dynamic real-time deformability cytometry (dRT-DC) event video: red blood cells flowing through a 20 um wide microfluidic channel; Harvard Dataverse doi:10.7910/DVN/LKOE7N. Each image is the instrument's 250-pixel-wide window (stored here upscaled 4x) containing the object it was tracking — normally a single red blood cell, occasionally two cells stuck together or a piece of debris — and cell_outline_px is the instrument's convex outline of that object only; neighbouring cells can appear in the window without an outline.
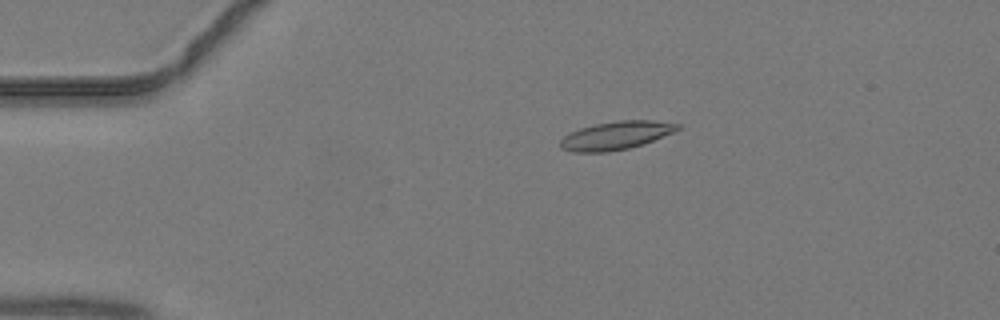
{"species": "common noctule bat (a hibernating species)", "species_latin": "Nyctalus noctula", "temperature_condition": "warm", "stored_images_in_passage": 45, "camera_frame_rate_fps": 3000, "um_per_image_px": 0.085, "animal": {"sex": "male", "body_mass_g": 19.2, "forearm_length_mm": 51.8}, "frame": {"image": 1, "passage_image": 10, "time_ms": 3.0, "image_size_px": [1000, 320], "cell_outline_px": [[680, 128], [672, 132], [644, 144], [628, 148], [608, 152], [572, 152], [560, 148], [560, 140], [564, 136], [580, 128], [596, 124], [620, 120], [652, 120], [680, 124]], "centroid_in_image_um": [52.34, 11.52], "position_along_channel_um": 32.7, "area_um2": 19.13}}
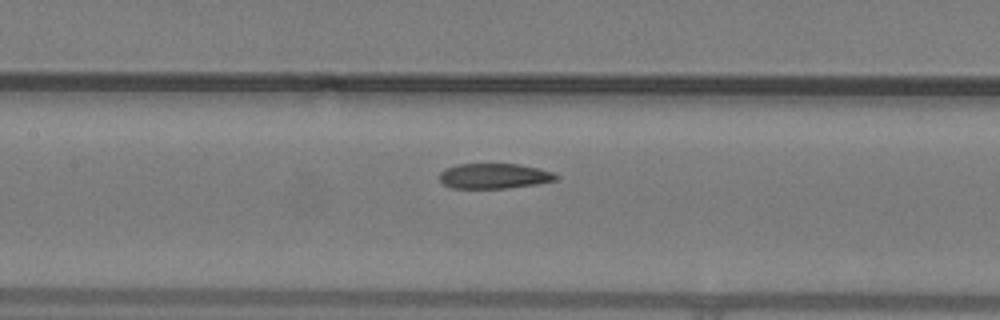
{"frame": {"image": 2, "passage_image": 22, "time_ms": 7.0, "image_size_px": [1000, 320], "cell_outline_px": [[560, 176], [556, 180], [536, 184], [508, 188], [452, 188], [444, 184], [440, 180], [440, 172], [444, 168], [456, 164], [516, 164], [536, 168], [552, 172]], "centroid_in_image_um": [41.98, 14.96], "position_along_channel_um": 165.4, "area_um2": 17.05}}
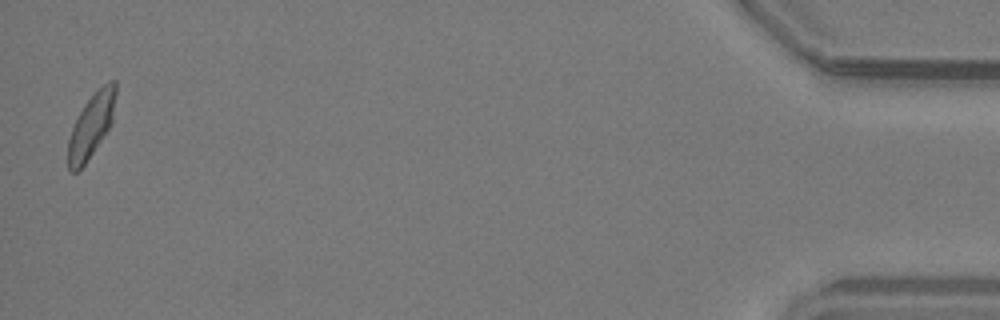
{"frame": {"image": 3, "passage_image": 45, "time_ms": 14.667, "image_size_px": [1000, 320], "cell_outline_px": [[116, 92], [112, 124], [84, 164], [76, 172], [72, 172], [68, 168], [68, 140], [72, 128], [84, 104], [108, 80], [116, 80]], "centroid_in_image_um": [7.77, 10.66], "position_along_channel_um": 427.4, "area_um2": 17.34}}